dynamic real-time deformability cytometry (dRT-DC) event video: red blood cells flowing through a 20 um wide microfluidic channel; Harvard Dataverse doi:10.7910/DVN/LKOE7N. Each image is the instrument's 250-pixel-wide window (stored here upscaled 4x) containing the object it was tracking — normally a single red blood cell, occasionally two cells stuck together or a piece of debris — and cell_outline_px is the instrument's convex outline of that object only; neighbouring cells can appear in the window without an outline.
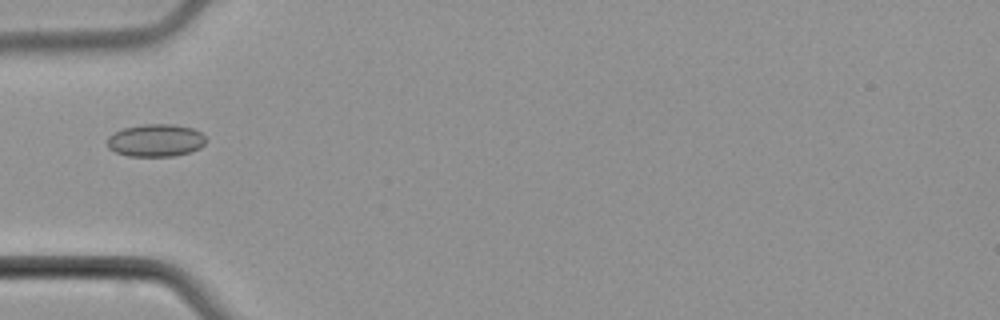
{"species": "common noctule bat (a hibernating species)", "species_latin": "Nyctalus noctula", "temperature_condition": "cold", "stored_images_in_passage": 5, "camera_frame_rate_fps": 3000, "um_per_image_px": 0.085, "animal": {"sex": "male", "body_mass_g": 21.5, "forearm_length_mm": 52.0}, "frame": {"image": 1, "passage_image": 5, "time_ms": 4.667, "image_size_px": [1000, 320], "cell_outline_px": [[208, 140], [200, 148], [188, 152], [172, 156], [128, 156], [116, 152], [108, 148], [108, 136], [112, 132], [124, 128], [144, 124], [172, 124], [192, 128], [200, 132]], "centroid_in_image_um": [13.23, 11.93], "position_along_channel_um": 71.8, "area_um2": 18.73}}